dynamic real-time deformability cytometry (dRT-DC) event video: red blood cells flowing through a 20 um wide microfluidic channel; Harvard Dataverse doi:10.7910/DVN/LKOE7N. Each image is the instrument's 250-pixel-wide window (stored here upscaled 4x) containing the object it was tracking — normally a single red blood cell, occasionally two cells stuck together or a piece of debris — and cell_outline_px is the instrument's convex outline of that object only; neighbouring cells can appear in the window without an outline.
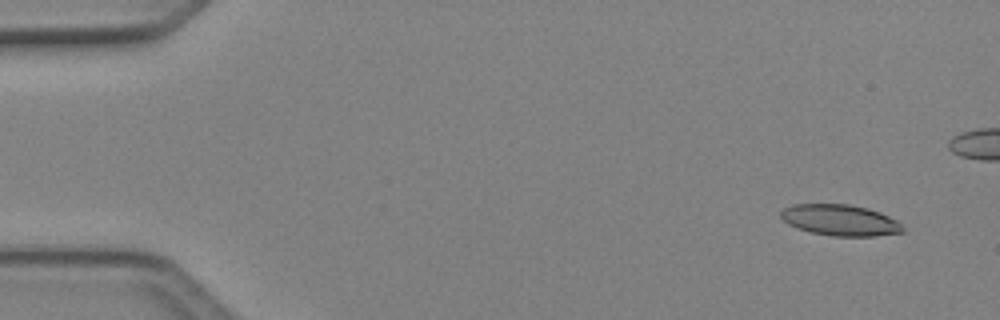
{"species": "Egyptian fruit bat (a non-hibernating species)", "species_latin": "Rousettus aegyptiacus", "temperature_condition": "cold", "stored_images_in_passage": 5, "camera_frame_rate_fps": 3000, "um_per_image_px": 0.085, "animal": {"sex": "female"}, "frame": {"image": 1, "passage_image": 1, "time_ms": 0.0, "image_size_px": [1000, 320], "cell_outline_px": [[904, 232], [876, 236], [832, 236], [812, 232], [788, 224], [780, 216], [780, 212], [784, 208], [792, 204], [848, 204], [868, 208], [880, 212], [896, 220], [904, 228]], "centroid_in_image_um": [71.42, 18.71], "position_along_channel_um": 13.6, "area_um2": 22.02}}